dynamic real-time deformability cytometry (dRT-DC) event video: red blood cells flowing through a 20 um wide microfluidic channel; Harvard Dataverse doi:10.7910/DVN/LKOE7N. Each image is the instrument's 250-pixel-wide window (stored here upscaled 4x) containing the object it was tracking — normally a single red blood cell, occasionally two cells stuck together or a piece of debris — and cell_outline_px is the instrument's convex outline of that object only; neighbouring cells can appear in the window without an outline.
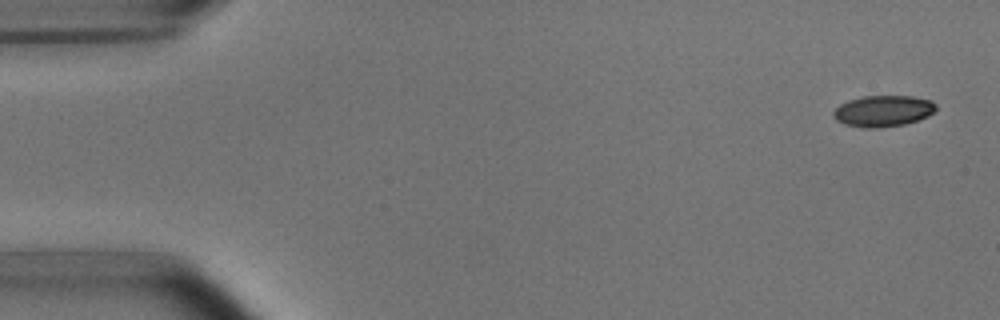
{"species": "common noctule bat (a hibernating species)", "species_latin": "Nyctalus noctula", "temperature_condition": "room temperature", "stored_images_in_passage": 5, "camera_frame_rate_fps": 3000, "um_per_image_px": 0.085, "animal": {"sex": "male", "body_mass_g": 15.6}, "frame": {"image": 1, "passage_image": 1, "time_ms": 0.0, "image_size_px": [1000, 320], "cell_outline_px": [[936, 112], [928, 116], [904, 124], [876, 128], [864, 128], [844, 124], [836, 120], [832, 116], [832, 112], [840, 104], [848, 100], [864, 96], [912, 96], [932, 100], [936, 104]], "centroid_in_image_um": [75.06, 9.43], "position_along_channel_um": 9.9, "area_um2": 18.79}}
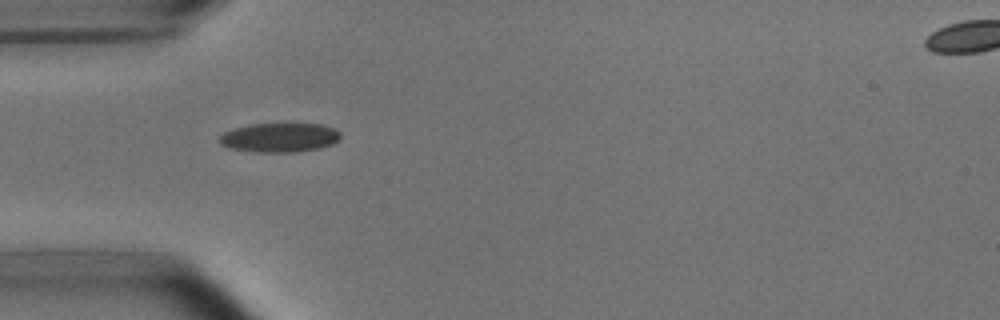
{"frame": {"image": 2, "passage_image": 5, "time_ms": 4.667, "image_size_px": [1000, 320], "cell_outline_px": [[340, 136], [332, 144], [320, 148], [296, 152], [252, 152], [228, 148], [220, 144], [216, 140], [224, 132], [232, 128], [252, 124], [324, 124], [340, 132]], "centroid_in_image_um": [23.7, 11.7], "position_along_channel_um": 61.3, "area_um2": 20.75}}